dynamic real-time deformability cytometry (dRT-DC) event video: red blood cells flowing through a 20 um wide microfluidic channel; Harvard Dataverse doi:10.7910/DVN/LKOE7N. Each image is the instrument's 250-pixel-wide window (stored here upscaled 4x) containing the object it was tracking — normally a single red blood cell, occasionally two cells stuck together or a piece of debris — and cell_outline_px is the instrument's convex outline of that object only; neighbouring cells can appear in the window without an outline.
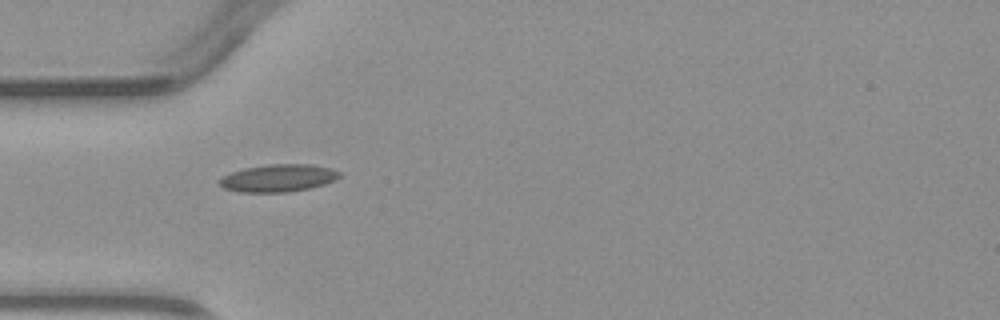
{"species": "common noctule bat (a hibernating species)", "species_latin": "Nyctalus noctula", "temperature_condition": "warm", "stored_images_in_passage": 2, "camera_frame_rate_fps": 3000, "um_per_image_px": 0.085, "animal": {"sex": "male", "body_mass_g": 23.1, "forearm_length_mm": 52.7}, "frame": {"image": 1, "passage_image": 1, "time_ms": 0.0, "image_size_px": [1000, 320], "cell_outline_px": [[340, 176], [336, 180], [324, 184], [308, 188], [288, 192], [240, 192], [224, 188], [220, 184], [220, 180], [224, 176], [232, 172], [244, 168], [268, 164], [308, 164], [332, 168], [340, 172]], "centroid_in_image_um": [23.68, 15.13], "position_along_channel_um": 61.3, "area_um2": 19.07}}
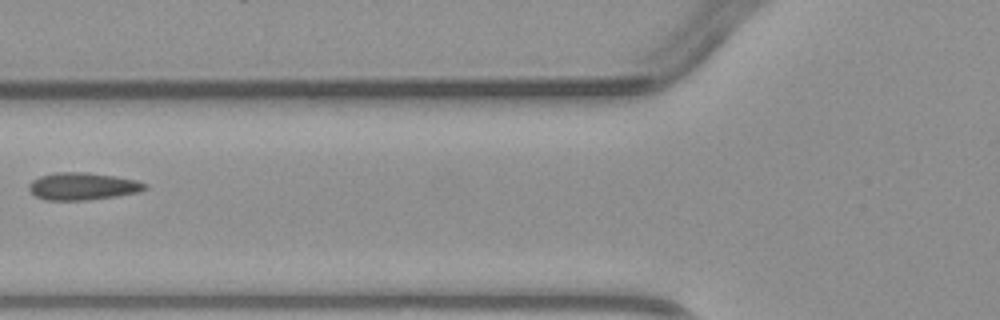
{"frame": {"image": 2, "passage_image": 2, "time_ms": 1.333, "image_size_px": [1000, 320], "cell_outline_px": [[148, 188], [136, 192], [116, 196], [84, 200], [44, 200], [36, 196], [28, 188], [28, 184], [32, 180], [40, 176], [56, 172], [88, 172], [116, 176], [136, 180], [148, 184]], "centroid_in_image_um": [7.02, 15.82], "position_along_channel_um": 118.8, "area_um2": 18.5}}